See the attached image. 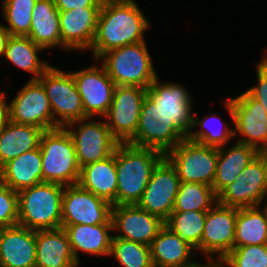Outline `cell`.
Wrapping results in <instances>:
<instances>
[{
	"label": "cell",
	"mask_w": 267,
	"mask_h": 267,
	"mask_svg": "<svg viewBox=\"0 0 267 267\" xmlns=\"http://www.w3.org/2000/svg\"><path fill=\"white\" fill-rule=\"evenodd\" d=\"M135 1H103L89 49L94 60L112 49L145 41L144 33L151 23Z\"/></svg>",
	"instance_id": "6da1fadb"
},
{
	"label": "cell",
	"mask_w": 267,
	"mask_h": 267,
	"mask_svg": "<svg viewBox=\"0 0 267 267\" xmlns=\"http://www.w3.org/2000/svg\"><path fill=\"white\" fill-rule=\"evenodd\" d=\"M165 154L153 148L119 143L115 149L117 172L116 205L137 204Z\"/></svg>",
	"instance_id": "7a4b0ae2"
},
{
	"label": "cell",
	"mask_w": 267,
	"mask_h": 267,
	"mask_svg": "<svg viewBox=\"0 0 267 267\" xmlns=\"http://www.w3.org/2000/svg\"><path fill=\"white\" fill-rule=\"evenodd\" d=\"M64 185L42 182L18 192V225L31 230L61 227Z\"/></svg>",
	"instance_id": "3957f363"
},
{
	"label": "cell",
	"mask_w": 267,
	"mask_h": 267,
	"mask_svg": "<svg viewBox=\"0 0 267 267\" xmlns=\"http://www.w3.org/2000/svg\"><path fill=\"white\" fill-rule=\"evenodd\" d=\"M146 44L143 41L118 47L97 59L116 86L148 88L158 77Z\"/></svg>",
	"instance_id": "277c9868"
},
{
	"label": "cell",
	"mask_w": 267,
	"mask_h": 267,
	"mask_svg": "<svg viewBox=\"0 0 267 267\" xmlns=\"http://www.w3.org/2000/svg\"><path fill=\"white\" fill-rule=\"evenodd\" d=\"M43 182L64 186L78 183L80 166L74 141L65 127L46 130L40 139Z\"/></svg>",
	"instance_id": "5b68a950"
},
{
	"label": "cell",
	"mask_w": 267,
	"mask_h": 267,
	"mask_svg": "<svg viewBox=\"0 0 267 267\" xmlns=\"http://www.w3.org/2000/svg\"><path fill=\"white\" fill-rule=\"evenodd\" d=\"M233 121L236 142L252 146L259 153H267V114L261 102L247 91L224 101ZM238 134V135H236Z\"/></svg>",
	"instance_id": "8992f818"
},
{
	"label": "cell",
	"mask_w": 267,
	"mask_h": 267,
	"mask_svg": "<svg viewBox=\"0 0 267 267\" xmlns=\"http://www.w3.org/2000/svg\"><path fill=\"white\" fill-rule=\"evenodd\" d=\"M185 138L187 137L171 122L165 110L146 95L136 134L127 143L153 148L166 154Z\"/></svg>",
	"instance_id": "52a82bcc"
},
{
	"label": "cell",
	"mask_w": 267,
	"mask_h": 267,
	"mask_svg": "<svg viewBox=\"0 0 267 267\" xmlns=\"http://www.w3.org/2000/svg\"><path fill=\"white\" fill-rule=\"evenodd\" d=\"M49 98L54 122L59 127L85 118L73 75L51 65L39 78Z\"/></svg>",
	"instance_id": "ba28073f"
},
{
	"label": "cell",
	"mask_w": 267,
	"mask_h": 267,
	"mask_svg": "<svg viewBox=\"0 0 267 267\" xmlns=\"http://www.w3.org/2000/svg\"><path fill=\"white\" fill-rule=\"evenodd\" d=\"M165 157L175 167L181 182H194L212 187L218 159V148L183 139Z\"/></svg>",
	"instance_id": "9c48e42d"
},
{
	"label": "cell",
	"mask_w": 267,
	"mask_h": 267,
	"mask_svg": "<svg viewBox=\"0 0 267 267\" xmlns=\"http://www.w3.org/2000/svg\"><path fill=\"white\" fill-rule=\"evenodd\" d=\"M101 119L96 121L87 117L65 126L74 141L80 168L110 157L120 143L110 132L104 118Z\"/></svg>",
	"instance_id": "30bf717a"
},
{
	"label": "cell",
	"mask_w": 267,
	"mask_h": 267,
	"mask_svg": "<svg viewBox=\"0 0 267 267\" xmlns=\"http://www.w3.org/2000/svg\"><path fill=\"white\" fill-rule=\"evenodd\" d=\"M266 195L267 153H259L236 180L218 195V203L235 208L256 207Z\"/></svg>",
	"instance_id": "8fae6325"
},
{
	"label": "cell",
	"mask_w": 267,
	"mask_h": 267,
	"mask_svg": "<svg viewBox=\"0 0 267 267\" xmlns=\"http://www.w3.org/2000/svg\"><path fill=\"white\" fill-rule=\"evenodd\" d=\"M8 103V119L18 124L32 125L46 130L59 128L54 122L49 98L39 80H30Z\"/></svg>",
	"instance_id": "7c38bea8"
},
{
	"label": "cell",
	"mask_w": 267,
	"mask_h": 267,
	"mask_svg": "<svg viewBox=\"0 0 267 267\" xmlns=\"http://www.w3.org/2000/svg\"><path fill=\"white\" fill-rule=\"evenodd\" d=\"M146 95L147 88L115 86L112 102L103 118L112 135L120 143H127L136 134L141 106Z\"/></svg>",
	"instance_id": "4fadbf2b"
},
{
	"label": "cell",
	"mask_w": 267,
	"mask_h": 267,
	"mask_svg": "<svg viewBox=\"0 0 267 267\" xmlns=\"http://www.w3.org/2000/svg\"><path fill=\"white\" fill-rule=\"evenodd\" d=\"M112 205L78 184L64 187L61 227L112 224Z\"/></svg>",
	"instance_id": "5bb4252c"
},
{
	"label": "cell",
	"mask_w": 267,
	"mask_h": 267,
	"mask_svg": "<svg viewBox=\"0 0 267 267\" xmlns=\"http://www.w3.org/2000/svg\"><path fill=\"white\" fill-rule=\"evenodd\" d=\"M236 218L237 208L218 202L207 211L198 253L219 263L234 248Z\"/></svg>",
	"instance_id": "9a60e30c"
},
{
	"label": "cell",
	"mask_w": 267,
	"mask_h": 267,
	"mask_svg": "<svg viewBox=\"0 0 267 267\" xmlns=\"http://www.w3.org/2000/svg\"><path fill=\"white\" fill-rule=\"evenodd\" d=\"M96 64L73 71L78 92L81 96L85 118H103L112 102L115 84L103 65ZM98 64V65H97Z\"/></svg>",
	"instance_id": "2e32d148"
},
{
	"label": "cell",
	"mask_w": 267,
	"mask_h": 267,
	"mask_svg": "<svg viewBox=\"0 0 267 267\" xmlns=\"http://www.w3.org/2000/svg\"><path fill=\"white\" fill-rule=\"evenodd\" d=\"M180 182L175 167L164 157L154 168L137 205L166 221L173 212Z\"/></svg>",
	"instance_id": "e0dca14e"
},
{
	"label": "cell",
	"mask_w": 267,
	"mask_h": 267,
	"mask_svg": "<svg viewBox=\"0 0 267 267\" xmlns=\"http://www.w3.org/2000/svg\"><path fill=\"white\" fill-rule=\"evenodd\" d=\"M113 237L150 246L165 225L160 217L150 214L137 204L112 206ZM117 231V232H116Z\"/></svg>",
	"instance_id": "ac0fdd59"
},
{
	"label": "cell",
	"mask_w": 267,
	"mask_h": 267,
	"mask_svg": "<svg viewBox=\"0 0 267 267\" xmlns=\"http://www.w3.org/2000/svg\"><path fill=\"white\" fill-rule=\"evenodd\" d=\"M147 95L165 110L171 122L186 137L190 134L194 99L187 87L174 81L161 82L158 76L147 88Z\"/></svg>",
	"instance_id": "d6986e66"
},
{
	"label": "cell",
	"mask_w": 267,
	"mask_h": 267,
	"mask_svg": "<svg viewBox=\"0 0 267 267\" xmlns=\"http://www.w3.org/2000/svg\"><path fill=\"white\" fill-rule=\"evenodd\" d=\"M101 7L59 11L62 50L86 52L93 43Z\"/></svg>",
	"instance_id": "ffe728a7"
},
{
	"label": "cell",
	"mask_w": 267,
	"mask_h": 267,
	"mask_svg": "<svg viewBox=\"0 0 267 267\" xmlns=\"http://www.w3.org/2000/svg\"><path fill=\"white\" fill-rule=\"evenodd\" d=\"M36 231L20 225L0 229V267H35Z\"/></svg>",
	"instance_id": "44dd1931"
},
{
	"label": "cell",
	"mask_w": 267,
	"mask_h": 267,
	"mask_svg": "<svg viewBox=\"0 0 267 267\" xmlns=\"http://www.w3.org/2000/svg\"><path fill=\"white\" fill-rule=\"evenodd\" d=\"M64 228L36 230L35 267H79Z\"/></svg>",
	"instance_id": "7402d4cb"
},
{
	"label": "cell",
	"mask_w": 267,
	"mask_h": 267,
	"mask_svg": "<svg viewBox=\"0 0 267 267\" xmlns=\"http://www.w3.org/2000/svg\"><path fill=\"white\" fill-rule=\"evenodd\" d=\"M69 243L75 260L81 263L79 253L83 252L90 257L108 256L111 251V242L113 238V224L87 225L77 224L68 225L65 228ZM110 231H112L110 233Z\"/></svg>",
	"instance_id": "603a6c76"
},
{
	"label": "cell",
	"mask_w": 267,
	"mask_h": 267,
	"mask_svg": "<svg viewBox=\"0 0 267 267\" xmlns=\"http://www.w3.org/2000/svg\"><path fill=\"white\" fill-rule=\"evenodd\" d=\"M0 181L15 192L43 182L40 147L27 151L0 168Z\"/></svg>",
	"instance_id": "cb8c5ba5"
},
{
	"label": "cell",
	"mask_w": 267,
	"mask_h": 267,
	"mask_svg": "<svg viewBox=\"0 0 267 267\" xmlns=\"http://www.w3.org/2000/svg\"><path fill=\"white\" fill-rule=\"evenodd\" d=\"M259 154L252 146L235 144L218 148L217 167L212 188L218 196L228 185L236 180L240 173Z\"/></svg>",
	"instance_id": "d4e9b609"
},
{
	"label": "cell",
	"mask_w": 267,
	"mask_h": 267,
	"mask_svg": "<svg viewBox=\"0 0 267 267\" xmlns=\"http://www.w3.org/2000/svg\"><path fill=\"white\" fill-rule=\"evenodd\" d=\"M117 181L114 152L104 160L81 167L77 184L116 206Z\"/></svg>",
	"instance_id": "484cf974"
},
{
	"label": "cell",
	"mask_w": 267,
	"mask_h": 267,
	"mask_svg": "<svg viewBox=\"0 0 267 267\" xmlns=\"http://www.w3.org/2000/svg\"><path fill=\"white\" fill-rule=\"evenodd\" d=\"M27 36L45 51L56 47L62 49L59 10L56 8L54 0L36 1Z\"/></svg>",
	"instance_id": "4316f807"
},
{
	"label": "cell",
	"mask_w": 267,
	"mask_h": 267,
	"mask_svg": "<svg viewBox=\"0 0 267 267\" xmlns=\"http://www.w3.org/2000/svg\"><path fill=\"white\" fill-rule=\"evenodd\" d=\"M195 248L164 225L150 244L153 267H172L192 262ZM194 253V254H193ZM192 257V258H191Z\"/></svg>",
	"instance_id": "83f0119b"
},
{
	"label": "cell",
	"mask_w": 267,
	"mask_h": 267,
	"mask_svg": "<svg viewBox=\"0 0 267 267\" xmlns=\"http://www.w3.org/2000/svg\"><path fill=\"white\" fill-rule=\"evenodd\" d=\"M43 129L7 120L0 133V168L21 154L39 148Z\"/></svg>",
	"instance_id": "f1b7e54d"
},
{
	"label": "cell",
	"mask_w": 267,
	"mask_h": 267,
	"mask_svg": "<svg viewBox=\"0 0 267 267\" xmlns=\"http://www.w3.org/2000/svg\"><path fill=\"white\" fill-rule=\"evenodd\" d=\"M45 50L36 45L28 36H11L8 40L3 57L14 66L33 74L30 80L38 78L51 66L42 61L39 53Z\"/></svg>",
	"instance_id": "f546056e"
},
{
	"label": "cell",
	"mask_w": 267,
	"mask_h": 267,
	"mask_svg": "<svg viewBox=\"0 0 267 267\" xmlns=\"http://www.w3.org/2000/svg\"><path fill=\"white\" fill-rule=\"evenodd\" d=\"M267 244V218L260 206L237 208L234 247Z\"/></svg>",
	"instance_id": "4dcf8cb0"
},
{
	"label": "cell",
	"mask_w": 267,
	"mask_h": 267,
	"mask_svg": "<svg viewBox=\"0 0 267 267\" xmlns=\"http://www.w3.org/2000/svg\"><path fill=\"white\" fill-rule=\"evenodd\" d=\"M196 115L197 113L194 112L192 129L187 136L189 140L202 145L221 148L227 145L229 141L233 140L232 138H235L234 128H230L220 115L218 116L213 112L201 119L200 117L199 119L198 117L196 118Z\"/></svg>",
	"instance_id": "1f68e13d"
},
{
	"label": "cell",
	"mask_w": 267,
	"mask_h": 267,
	"mask_svg": "<svg viewBox=\"0 0 267 267\" xmlns=\"http://www.w3.org/2000/svg\"><path fill=\"white\" fill-rule=\"evenodd\" d=\"M218 202V196L209 185L180 182L173 211H209Z\"/></svg>",
	"instance_id": "d6a6232c"
},
{
	"label": "cell",
	"mask_w": 267,
	"mask_h": 267,
	"mask_svg": "<svg viewBox=\"0 0 267 267\" xmlns=\"http://www.w3.org/2000/svg\"><path fill=\"white\" fill-rule=\"evenodd\" d=\"M206 215L205 211H173L165 221V225L194 247L195 252H198Z\"/></svg>",
	"instance_id": "836d02e7"
},
{
	"label": "cell",
	"mask_w": 267,
	"mask_h": 267,
	"mask_svg": "<svg viewBox=\"0 0 267 267\" xmlns=\"http://www.w3.org/2000/svg\"><path fill=\"white\" fill-rule=\"evenodd\" d=\"M37 0H1L5 28L11 36H27L32 22V10Z\"/></svg>",
	"instance_id": "e575fe53"
},
{
	"label": "cell",
	"mask_w": 267,
	"mask_h": 267,
	"mask_svg": "<svg viewBox=\"0 0 267 267\" xmlns=\"http://www.w3.org/2000/svg\"><path fill=\"white\" fill-rule=\"evenodd\" d=\"M111 256L120 267H153L150 246L139 242L113 237Z\"/></svg>",
	"instance_id": "d590c367"
},
{
	"label": "cell",
	"mask_w": 267,
	"mask_h": 267,
	"mask_svg": "<svg viewBox=\"0 0 267 267\" xmlns=\"http://www.w3.org/2000/svg\"><path fill=\"white\" fill-rule=\"evenodd\" d=\"M219 264L222 267H267V244L234 247Z\"/></svg>",
	"instance_id": "8d00e7d4"
},
{
	"label": "cell",
	"mask_w": 267,
	"mask_h": 267,
	"mask_svg": "<svg viewBox=\"0 0 267 267\" xmlns=\"http://www.w3.org/2000/svg\"><path fill=\"white\" fill-rule=\"evenodd\" d=\"M18 225V192L0 181V227Z\"/></svg>",
	"instance_id": "74e56055"
},
{
	"label": "cell",
	"mask_w": 267,
	"mask_h": 267,
	"mask_svg": "<svg viewBox=\"0 0 267 267\" xmlns=\"http://www.w3.org/2000/svg\"><path fill=\"white\" fill-rule=\"evenodd\" d=\"M256 64L257 84L247 88V92L256 100L261 102L267 114V56L264 54L262 59Z\"/></svg>",
	"instance_id": "f35d334b"
},
{
	"label": "cell",
	"mask_w": 267,
	"mask_h": 267,
	"mask_svg": "<svg viewBox=\"0 0 267 267\" xmlns=\"http://www.w3.org/2000/svg\"><path fill=\"white\" fill-rule=\"evenodd\" d=\"M55 6L59 11H70L82 7H101V0H54Z\"/></svg>",
	"instance_id": "ab89813d"
},
{
	"label": "cell",
	"mask_w": 267,
	"mask_h": 267,
	"mask_svg": "<svg viewBox=\"0 0 267 267\" xmlns=\"http://www.w3.org/2000/svg\"><path fill=\"white\" fill-rule=\"evenodd\" d=\"M7 95L5 91L0 92V133L8 120Z\"/></svg>",
	"instance_id": "60d3db41"
},
{
	"label": "cell",
	"mask_w": 267,
	"mask_h": 267,
	"mask_svg": "<svg viewBox=\"0 0 267 267\" xmlns=\"http://www.w3.org/2000/svg\"><path fill=\"white\" fill-rule=\"evenodd\" d=\"M11 37L10 32L5 28L4 24H0V61L5 53V49L9 38Z\"/></svg>",
	"instance_id": "b9f144b4"
},
{
	"label": "cell",
	"mask_w": 267,
	"mask_h": 267,
	"mask_svg": "<svg viewBox=\"0 0 267 267\" xmlns=\"http://www.w3.org/2000/svg\"><path fill=\"white\" fill-rule=\"evenodd\" d=\"M217 266H218V262L207 258L206 262L204 261V263H201V261L200 262L192 261L185 265L172 266V267H217Z\"/></svg>",
	"instance_id": "7bdbcfd3"
},
{
	"label": "cell",
	"mask_w": 267,
	"mask_h": 267,
	"mask_svg": "<svg viewBox=\"0 0 267 267\" xmlns=\"http://www.w3.org/2000/svg\"><path fill=\"white\" fill-rule=\"evenodd\" d=\"M259 206L263 209L267 218V195L262 199V202Z\"/></svg>",
	"instance_id": "ee69618b"
}]
</instances>
